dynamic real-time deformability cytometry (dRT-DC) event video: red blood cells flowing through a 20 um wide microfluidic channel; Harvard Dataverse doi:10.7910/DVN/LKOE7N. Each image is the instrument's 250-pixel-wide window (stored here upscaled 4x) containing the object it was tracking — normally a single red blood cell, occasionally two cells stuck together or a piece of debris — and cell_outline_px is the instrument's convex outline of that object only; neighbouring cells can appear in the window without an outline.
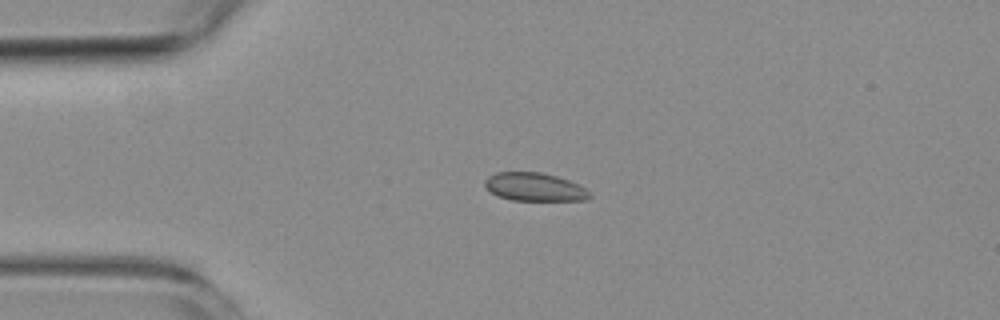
{"species": "common noctule bat (a hibernating species)", "species_latin": "Nyctalus noctula", "temperature_condition": "room temperature", "stored_images_in_passage": 5, "camera_frame_rate_fps": 3000, "um_per_image_px": 0.085, "animal": {"sex": "female", "body_mass_g": 19.3, "forearm_length_mm": 54.1}, "frame": {"image": 1, "passage_image": 3, "time_ms": 2.333, "image_size_px": [1000, 320], "cell_outline_px": [[592, 196], [588, 200], [512, 200], [496, 196], [484, 184], [484, 180], [488, 176], [496, 172], [540, 172], [556, 176], [568, 180], [584, 188]], "centroid_in_image_um": [45.41, 15.89], "position_along_channel_um": 39.6, "area_um2": 17.11}}
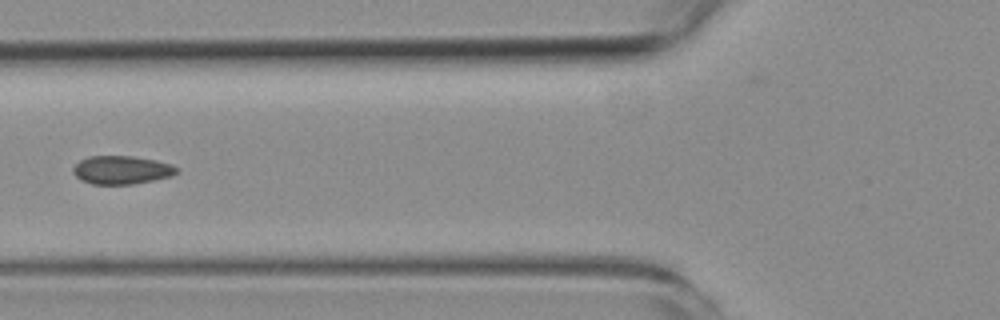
{"frame": {"image": 2, "passage_image": 5, "time_ms": 5.0, "image_size_px": [1000, 320], "cell_outline_px": [[180, 172], [172, 176], [132, 184], [92, 184], [80, 180], [72, 172], [72, 168], [80, 160], [88, 156], [132, 156], [156, 160], [172, 164], [180, 168]], "centroid_in_image_um": [10.36, 14.44], "position_along_channel_um": 115.4, "area_um2": 17.28}}